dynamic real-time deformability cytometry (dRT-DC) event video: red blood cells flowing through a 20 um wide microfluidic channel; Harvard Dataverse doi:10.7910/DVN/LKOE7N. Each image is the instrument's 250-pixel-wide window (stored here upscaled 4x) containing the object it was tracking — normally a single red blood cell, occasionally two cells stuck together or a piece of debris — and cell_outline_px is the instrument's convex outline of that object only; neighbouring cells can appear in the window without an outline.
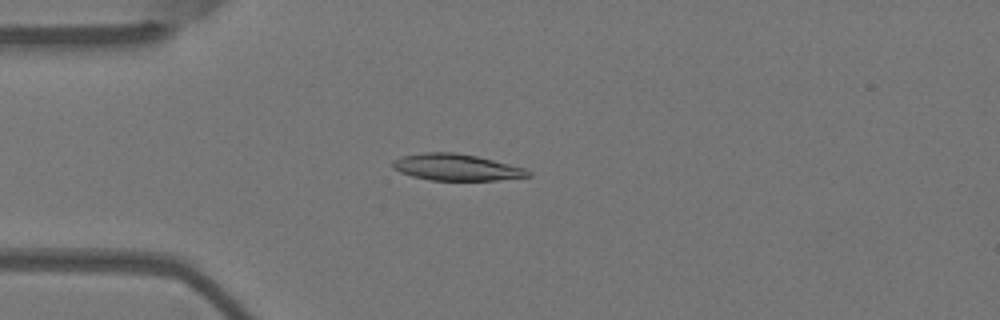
{"species": "Egyptian fruit bat (a non-hibernating species)", "species_latin": "Rousettus aegyptiacus", "temperature_condition": "warm", "stored_images_in_passage": 48, "camera_frame_rate_fps": 3000, "um_per_image_px": 0.085, "animal": {"sex": "female"}, "frame": {"image": 1, "passage_image": 14, "time_ms": 4.333, "image_size_px": [1000, 320], "cell_outline_px": [[532, 176], [496, 180], [428, 180], [412, 176], [400, 172], [392, 168], [392, 160], [404, 156], [424, 152], [456, 152], [476, 156], [524, 168], [532, 172]], "centroid_in_image_um": [38.77, 14.22], "position_along_channel_um": 46.2, "area_um2": 20.87}}
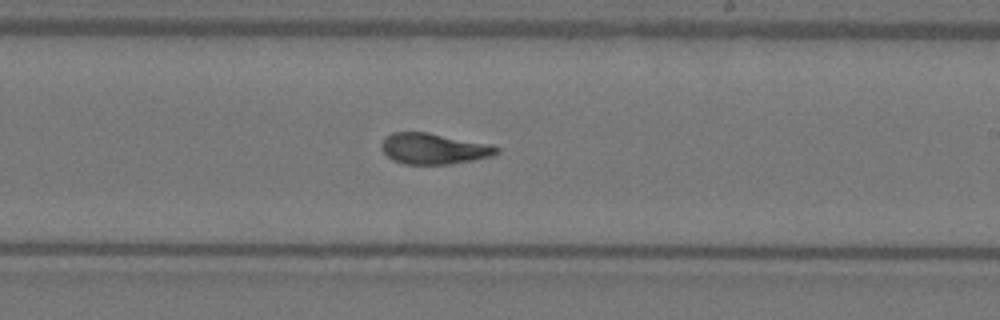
{"frame": {"image": 2, "passage_image": 32, "time_ms": 10.333, "image_size_px": [1000, 320], "cell_outline_px": [[500, 152], [492, 156], [472, 160], [448, 164], [404, 164], [392, 160], [380, 148], [380, 144], [392, 132], [428, 132], [492, 144], [500, 148]], "centroid_in_image_um": [36.89, 12.63], "position_along_channel_um": 252.1, "area_um2": 20.81}}
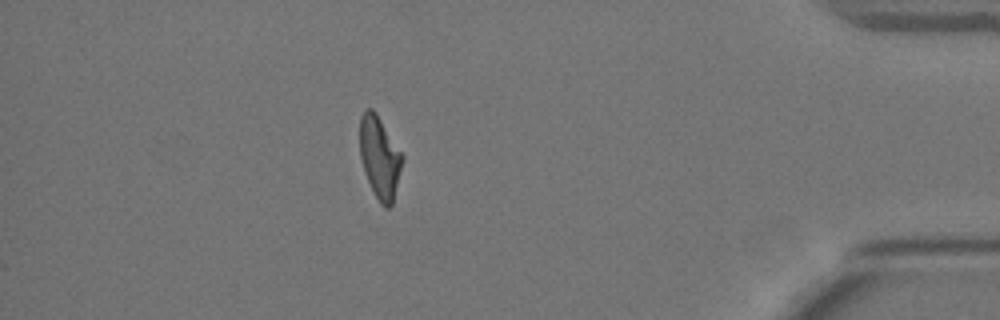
{"frame": {"image": 3, "passage_image": 48, "time_ms": 15.667, "image_size_px": [1000, 320], "cell_outline_px": [[404, 160], [392, 204], [388, 208], [384, 208], [380, 204], [368, 180], [360, 156], [360, 116], [364, 108], [372, 108], [376, 112], [404, 156]], "centroid_in_image_um": [32.28, 13.35], "position_along_channel_um": 402.9, "area_um2": 20.29}, "authors_computed_cell_mechanics": {"area_um2": 20.8947, "velocity_mm_per_s": 3.6826, "shape_relaxation_time_tau1_ms": 8.1337, "shape_relaxation_time_tau2_ms": 1.7432, "deformation_change_tau1": 0.2424, "deformation_change_tau2": 0.0818}}